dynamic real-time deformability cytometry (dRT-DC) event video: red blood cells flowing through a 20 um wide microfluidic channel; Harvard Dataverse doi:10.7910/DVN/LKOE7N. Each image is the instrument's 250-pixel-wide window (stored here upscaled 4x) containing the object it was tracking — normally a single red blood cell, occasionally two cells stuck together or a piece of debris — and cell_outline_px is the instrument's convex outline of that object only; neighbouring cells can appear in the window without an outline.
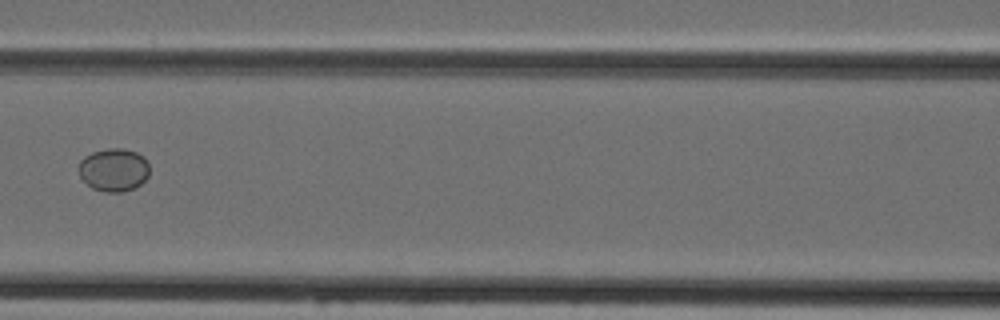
{"species": "Egyptian fruit bat (a non-hibernating species)", "species_latin": "Rousettus aegyptiacus", "temperature_condition": "cold", "stored_images_in_passage": 4, "camera_frame_rate_fps": 3000, "um_per_image_px": 0.085, "animal": {"sex": "female"}, "frame": {"image": 1, "passage_image": 4, "time_ms": 3.333, "image_size_px": [1000, 320], "cell_outline_px": [[148, 176], [140, 184], [132, 188], [120, 192], [104, 192], [92, 188], [80, 176], [76, 168], [80, 160], [84, 156], [92, 152], [108, 148], [124, 148], [136, 152], [144, 156], [148, 160]], "centroid_in_image_um": [9.64, 14.41], "position_along_channel_um": 157.0, "area_um2": 17.92}}